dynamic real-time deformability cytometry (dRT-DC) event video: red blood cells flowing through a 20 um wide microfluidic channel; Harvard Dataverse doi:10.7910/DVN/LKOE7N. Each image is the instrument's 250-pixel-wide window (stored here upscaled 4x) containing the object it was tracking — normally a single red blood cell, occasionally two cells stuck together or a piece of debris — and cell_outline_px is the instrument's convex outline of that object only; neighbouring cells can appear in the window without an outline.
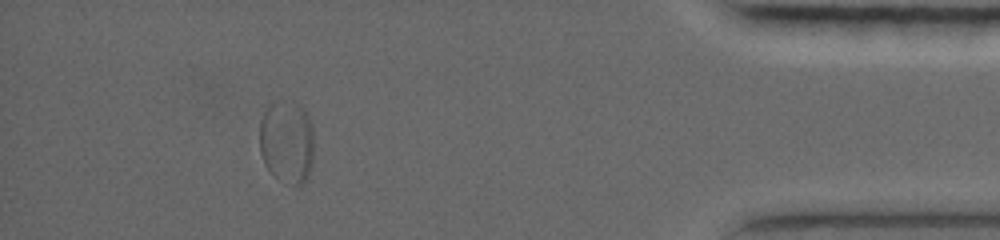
{"species": "common noctule bat (a hibernating species)", "species_latin": "Nyctalus noctula", "temperature_condition": "warm", "stored_images_in_passage": 81, "segment_of_instrument_passage": [2, 2], "camera_frame_rate_fps": 5000, "um_per_image_px": 0.085, "animal": {"sex": "female", "body_mass_g": 19.0, "forearm_length_mm": 56.7}, "frame": {"image": 1, "passage_image": 74, "time_ms": 14.6, "image_size_px": [1000, 240], "cell_outline_px": [[312, 164], [308, 176], [300, 188], [292, 184], [288, 132], [292, 100], [300, 104], [308, 112], [312, 124]], "centroid_in_image_um": [25.5, 12.23], "position_along_channel_um": 409.7, "area_um2": 11.85}}